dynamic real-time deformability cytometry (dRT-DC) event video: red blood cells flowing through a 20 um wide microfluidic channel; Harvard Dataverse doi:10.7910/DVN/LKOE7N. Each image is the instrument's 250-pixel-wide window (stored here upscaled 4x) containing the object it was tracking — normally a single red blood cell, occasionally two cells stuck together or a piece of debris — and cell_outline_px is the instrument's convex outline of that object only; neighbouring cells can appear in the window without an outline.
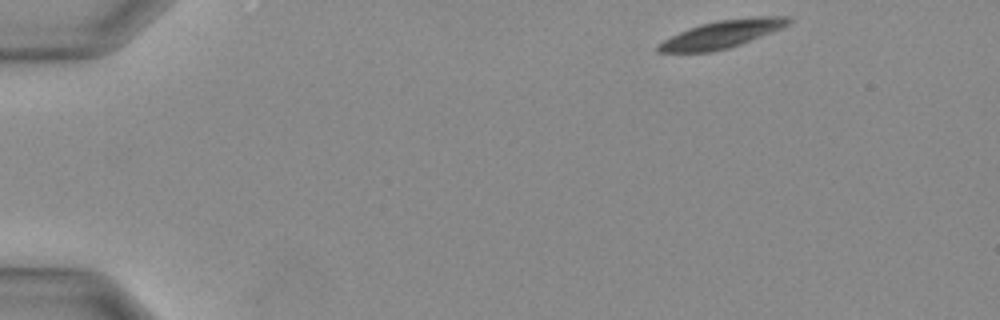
{"species": "Egyptian fruit bat (a non-hibernating species)", "species_latin": "Rousettus aegyptiacus", "temperature_condition": "warm", "stored_images_in_passage": 11, "camera_frame_rate_fps": 3000, "um_per_image_px": 0.085, "animal": {"sex": "female"}, "frame": {"image": 1, "passage_image": 1, "time_ms": 0.0, "image_size_px": [1000, 320], "cell_outline_px": [[792, 20], [788, 24], [780, 28], [740, 44], [728, 48], [712, 52], [656, 52], [656, 48], [664, 40], [688, 28], [700, 24], [720, 20], [756, 16], [788, 16]], "centroid_in_image_um": [61.35, 2.9], "position_along_channel_um": 23.6, "area_um2": 20.58}}
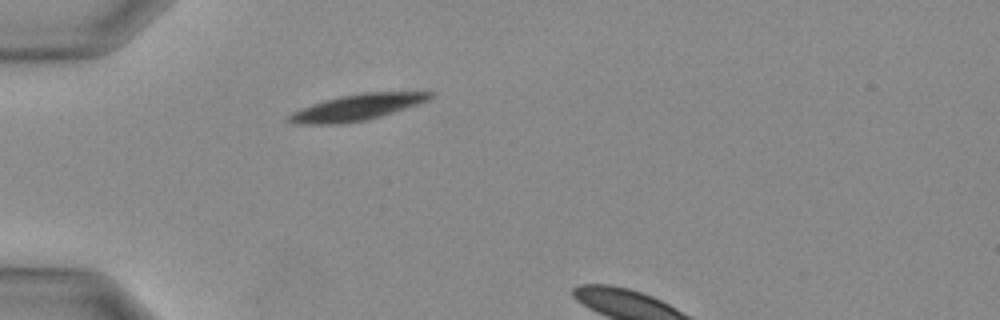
{"frame": {"image": 2, "passage_image": 7, "time_ms": 2.0, "image_size_px": [1000, 320], "cell_outline_px": [[432, 96], [428, 100], [392, 112], [364, 120], [336, 124], [296, 124], [284, 120], [292, 112], [300, 108], [324, 100], [340, 96], [360, 92], [432, 92]], "centroid_in_image_um": [30.24, 9.12], "position_along_channel_um": 54.8, "area_um2": 21.1}}